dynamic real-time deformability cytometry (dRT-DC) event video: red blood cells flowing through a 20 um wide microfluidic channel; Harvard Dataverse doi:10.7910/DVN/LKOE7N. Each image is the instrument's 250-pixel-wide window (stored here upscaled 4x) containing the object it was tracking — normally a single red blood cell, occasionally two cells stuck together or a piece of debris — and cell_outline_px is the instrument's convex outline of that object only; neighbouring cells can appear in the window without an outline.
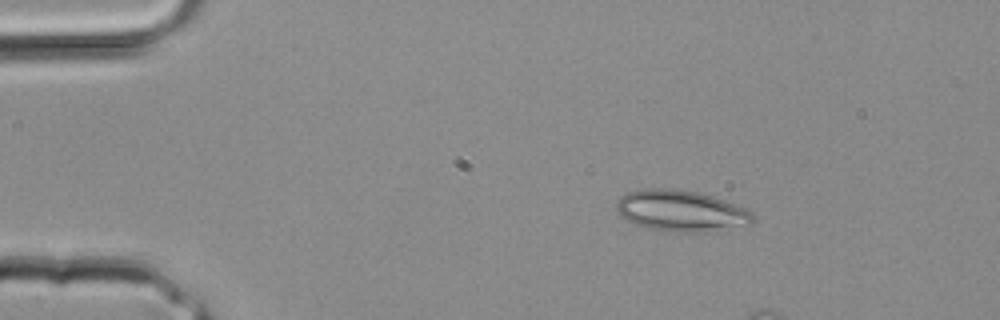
{"species": "common noctule bat (a hibernating species)", "species_latin": "Nyctalus noctula", "temperature_condition": "room temperature", "stored_images_in_passage": 2, "camera_frame_rate_fps": 3000, "um_per_image_px": 0.085, "animal": {"sex": "male", "body_mass_g": 20.4}, "frame": {"image": 1, "passage_image": 1, "time_ms": 0.0, "image_size_px": [1000, 320], "cell_outline_px": [[756, 220], [748, 224], [708, 232], [672, 232], [652, 228], [636, 224], [620, 216], [616, 212], [616, 204], [620, 196], [628, 192], [644, 188], [668, 188], [696, 192], [712, 196], [724, 200], [744, 208], [752, 212], [756, 216]], "centroid_in_image_um": [57.88, 17.92], "position_along_channel_um": 27.1, "area_um2": 32.66}}